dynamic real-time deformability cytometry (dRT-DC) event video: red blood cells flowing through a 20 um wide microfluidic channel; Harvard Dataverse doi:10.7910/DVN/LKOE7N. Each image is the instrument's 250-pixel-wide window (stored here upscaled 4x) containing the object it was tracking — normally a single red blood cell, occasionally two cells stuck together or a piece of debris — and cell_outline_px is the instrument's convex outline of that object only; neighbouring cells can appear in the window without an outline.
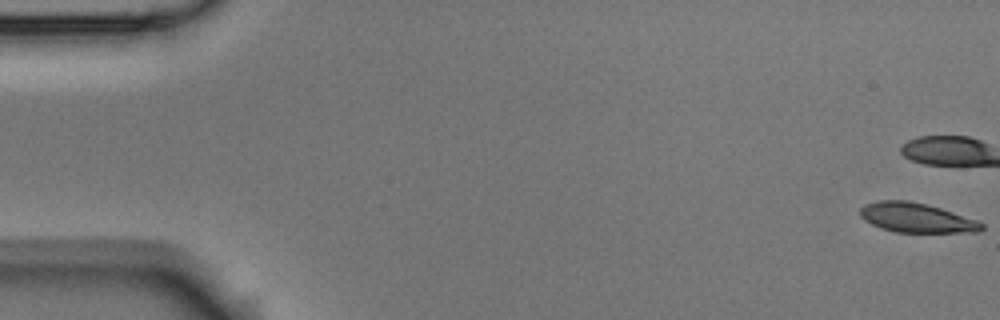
{"species": "Egyptian fruit bat (a non-hibernating species)", "species_latin": "Rousettus aegyptiacus", "temperature_condition": "room temperature", "stored_images_in_passage": 54, "camera_frame_rate_fps": 3000, "um_per_image_px": 0.085, "animal": {"sex": "male"}, "frame": {"image": 1, "passage_image": 1, "time_ms": 0.0, "image_size_px": [1000, 320], "cell_outline_px": [[984, 228], [980, 232], [896, 232], [880, 228], [864, 220], [860, 216], [860, 208], [864, 204], [880, 200], [908, 200], [940, 208], [976, 220], [984, 224]], "centroid_in_image_um": [77.87, 18.51], "position_along_channel_um": 7.1, "area_um2": 20.81}, "authors_computed_cell_mechanics": {"area_um2": 22.5998, "velocity_mm_per_s": 3.7632, "shape_relaxation_time_tau1_ms": 5.3866, "shape_relaxation_time_tau2_ms": 3.0851, "deformation_change_tau1": 0.1817, "deformation_change_tau2": 0.1063}}